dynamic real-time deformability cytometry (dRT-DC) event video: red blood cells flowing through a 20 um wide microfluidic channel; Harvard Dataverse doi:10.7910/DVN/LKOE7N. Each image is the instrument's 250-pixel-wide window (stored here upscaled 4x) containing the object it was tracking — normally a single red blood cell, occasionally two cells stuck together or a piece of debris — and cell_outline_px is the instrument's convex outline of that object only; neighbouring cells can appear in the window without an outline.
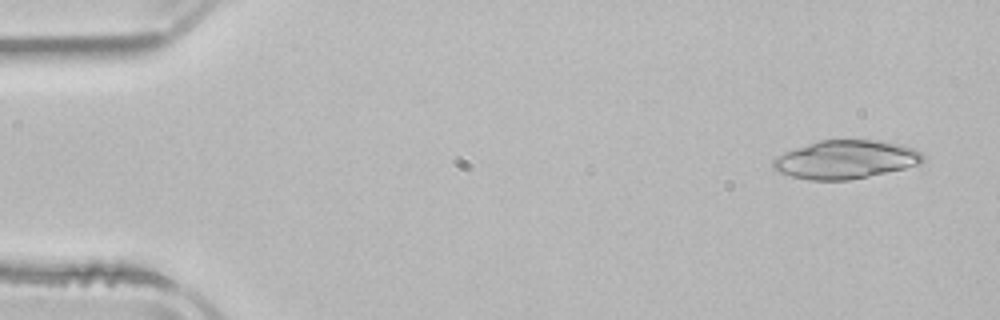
{"species": "common noctule bat (a hibernating species)", "species_latin": "Nyctalus noctula", "temperature_condition": "room temperature", "stored_images_in_passage": 4, "camera_frame_rate_fps": 3000, "um_per_image_px": 0.085, "animal": {"sex": "male", "body_mass_g": 21.5, "forearm_length_mm": 52.0}, "frame": {"image": 1, "passage_image": 1, "time_ms": 0.0, "image_size_px": [1000, 320], "cell_outline_px": [[924, 164], [868, 176], [848, 180], [808, 180], [792, 176], [780, 172], [772, 168], [772, 160], [776, 156], [784, 152], [820, 140], [876, 140], [900, 144], [916, 148], [924, 156]], "centroid_in_image_um": [71.91, 13.56], "position_along_channel_um": 13.1, "area_um2": 33.64}}